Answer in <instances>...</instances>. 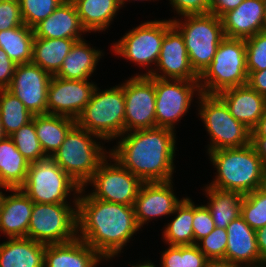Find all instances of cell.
Segmentation results:
<instances>
[{
    "label": "cell",
    "instance_id": "cell-1",
    "mask_svg": "<svg viewBox=\"0 0 266 267\" xmlns=\"http://www.w3.org/2000/svg\"><path fill=\"white\" fill-rule=\"evenodd\" d=\"M139 231L142 230L137 225L133 206L93 198L81 188L77 201V237L100 256L120 257Z\"/></svg>",
    "mask_w": 266,
    "mask_h": 267
},
{
    "label": "cell",
    "instance_id": "cell-2",
    "mask_svg": "<svg viewBox=\"0 0 266 267\" xmlns=\"http://www.w3.org/2000/svg\"><path fill=\"white\" fill-rule=\"evenodd\" d=\"M176 134L162 127L125 132L109 147L110 155L143 182L174 180Z\"/></svg>",
    "mask_w": 266,
    "mask_h": 267
},
{
    "label": "cell",
    "instance_id": "cell-3",
    "mask_svg": "<svg viewBox=\"0 0 266 267\" xmlns=\"http://www.w3.org/2000/svg\"><path fill=\"white\" fill-rule=\"evenodd\" d=\"M208 155V156H207ZM214 170V178L207 185L246 195L261 188L266 165L250 144L223 148L206 154Z\"/></svg>",
    "mask_w": 266,
    "mask_h": 267
},
{
    "label": "cell",
    "instance_id": "cell-4",
    "mask_svg": "<svg viewBox=\"0 0 266 267\" xmlns=\"http://www.w3.org/2000/svg\"><path fill=\"white\" fill-rule=\"evenodd\" d=\"M105 143L97 135L75 124L51 158L75 182L84 187L100 163L110 154L109 144L105 146Z\"/></svg>",
    "mask_w": 266,
    "mask_h": 267
},
{
    "label": "cell",
    "instance_id": "cell-5",
    "mask_svg": "<svg viewBox=\"0 0 266 267\" xmlns=\"http://www.w3.org/2000/svg\"><path fill=\"white\" fill-rule=\"evenodd\" d=\"M172 25V21L166 18L141 21L139 25L128 29L120 39H114L110 43V52L118 59L130 61L142 69V72L133 73V76H149L158 62L165 32Z\"/></svg>",
    "mask_w": 266,
    "mask_h": 267
},
{
    "label": "cell",
    "instance_id": "cell-6",
    "mask_svg": "<svg viewBox=\"0 0 266 267\" xmlns=\"http://www.w3.org/2000/svg\"><path fill=\"white\" fill-rule=\"evenodd\" d=\"M97 84L91 100L75 124L111 143L125 133V97L120 84L100 89Z\"/></svg>",
    "mask_w": 266,
    "mask_h": 267
},
{
    "label": "cell",
    "instance_id": "cell-7",
    "mask_svg": "<svg viewBox=\"0 0 266 267\" xmlns=\"http://www.w3.org/2000/svg\"><path fill=\"white\" fill-rule=\"evenodd\" d=\"M196 116L204 124L206 153L223 148L243 147L251 143V130L233 118L217 95L201 93L196 103Z\"/></svg>",
    "mask_w": 266,
    "mask_h": 267
},
{
    "label": "cell",
    "instance_id": "cell-8",
    "mask_svg": "<svg viewBox=\"0 0 266 267\" xmlns=\"http://www.w3.org/2000/svg\"><path fill=\"white\" fill-rule=\"evenodd\" d=\"M247 80L245 39L225 37L198 83L201 93L217 95L226 89L247 85Z\"/></svg>",
    "mask_w": 266,
    "mask_h": 267
},
{
    "label": "cell",
    "instance_id": "cell-9",
    "mask_svg": "<svg viewBox=\"0 0 266 267\" xmlns=\"http://www.w3.org/2000/svg\"><path fill=\"white\" fill-rule=\"evenodd\" d=\"M183 35L190 64L200 76L212 62L225 38L222 19L212 13L186 15L171 20Z\"/></svg>",
    "mask_w": 266,
    "mask_h": 267
},
{
    "label": "cell",
    "instance_id": "cell-10",
    "mask_svg": "<svg viewBox=\"0 0 266 267\" xmlns=\"http://www.w3.org/2000/svg\"><path fill=\"white\" fill-rule=\"evenodd\" d=\"M81 188L51 157L30 163L20 187L34 203H77Z\"/></svg>",
    "mask_w": 266,
    "mask_h": 267
},
{
    "label": "cell",
    "instance_id": "cell-11",
    "mask_svg": "<svg viewBox=\"0 0 266 267\" xmlns=\"http://www.w3.org/2000/svg\"><path fill=\"white\" fill-rule=\"evenodd\" d=\"M77 237V203H33L27 237L43 244Z\"/></svg>",
    "mask_w": 266,
    "mask_h": 267
},
{
    "label": "cell",
    "instance_id": "cell-12",
    "mask_svg": "<svg viewBox=\"0 0 266 267\" xmlns=\"http://www.w3.org/2000/svg\"><path fill=\"white\" fill-rule=\"evenodd\" d=\"M143 183L109 154L83 188L90 186L93 198L133 206Z\"/></svg>",
    "mask_w": 266,
    "mask_h": 267
},
{
    "label": "cell",
    "instance_id": "cell-13",
    "mask_svg": "<svg viewBox=\"0 0 266 267\" xmlns=\"http://www.w3.org/2000/svg\"><path fill=\"white\" fill-rule=\"evenodd\" d=\"M154 87L156 127L177 131L176 128L179 127L183 117L189 114L191 107L196 108L195 103L201 94L198 81L154 77Z\"/></svg>",
    "mask_w": 266,
    "mask_h": 267
},
{
    "label": "cell",
    "instance_id": "cell-14",
    "mask_svg": "<svg viewBox=\"0 0 266 267\" xmlns=\"http://www.w3.org/2000/svg\"><path fill=\"white\" fill-rule=\"evenodd\" d=\"M119 84L125 97V132L155 128L154 77L131 75Z\"/></svg>",
    "mask_w": 266,
    "mask_h": 267
},
{
    "label": "cell",
    "instance_id": "cell-15",
    "mask_svg": "<svg viewBox=\"0 0 266 267\" xmlns=\"http://www.w3.org/2000/svg\"><path fill=\"white\" fill-rule=\"evenodd\" d=\"M175 181L144 182L134 202V213L137 225L142 230L148 223L158 219L169 218L175 208L185 198L177 196ZM143 228V229H142Z\"/></svg>",
    "mask_w": 266,
    "mask_h": 267
},
{
    "label": "cell",
    "instance_id": "cell-16",
    "mask_svg": "<svg viewBox=\"0 0 266 267\" xmlns=\"http://www.w3.org/2000/svg\"><path fill=\"white\" fill-rule=\"evenodd\" d=\"M96 86L93 80H70L53 75L47 90V114L76 120L91 100Z\"/></svg>",
    "mask_w": 266,
    "mask_h": 267
},
{
    "label": "cell",
    "instance_id": "cell-17",
    "mask_svg": "<svg viewBox=\"0 0 266 267\" xmlns=\"http://www.w3.org/2000/svg\"><path fill=\"white\" fill-rule=\"evenodd\" d=\"M51 78V74L33 63L18 64L7 90L15 95L32 115L47 114V90Z\"/></svg>",
    "mask_w": 266,
    "mask_h": 267
},
{
    "label": "cell",
    "instance_id": "cell-18",
    "mask_svg": "<svg viewBox=\"0 0 266 267\" xmlns=\"http://www.w3.org/2000/svg\"><path fill=\"white\" fill-rule=\"evenodd\" d=\"M149 76L160 79L199 80L190 64L183 35L174 25L165 32L158 62Z\"/></svg>",
    "mask_w": 266,
    "mask_h": 267
},
{
    "label": "cell",
    "instance_id": "cell-19",
    "mask_svg": "<svg viewBox=\"0 0 266 267\" xmlns=\"http://www.w3.org/2000/svg\"><path fill=\"white\" fill-rule=\"evenodd\" d=\"M116 258L100 256L85 241L76 237L69 242L46 245L44 267H99L103 262L112 263Z\"/></svg>",
    "mask_w": 266,
    "mask_h": 267
},
{
    "label": "cell",
    "instance_id": "cell-20",
    "mask_svg": "<svg viewBox=\"0 0 266 267\" xmlns=\"http://www.w3.org/2000/svg\"><path fill=\"white\" fill-rule=\"evenodd\" d=\"M226 231L228 236L225 260L244 267L266 265L262 261L257 247L255 231L241 216L232 220L226 227Z\"/></svg>",
    "mask_w": 266,
    "mask_h": 267
},
{
    "label": "cell",
    "instance_id": "cell-21",
    "mask_svg": "<svg viewBox=\"0 0 266 267\" xmlns=\"http://www.w3.org/2000/svg\"><path fill=\"white\" fill-rule=\"evenodd\" d=\"M33 31L37 38H64L76 41L89 35L82 26L71 0H64L51 15L38 23Z\"/></svg>",
    "mask_w": 266,
    "mask_h": 267
},
{
    "label": "cell",
    "instance_id": "cell-22",
    "mask_svg": "<svg viewBox=\"0 0 266 267\" xmlns=\"http://www.w3.org/2000/svg\"><path fill=\"white\" fill-rule=\"evenodd\" d=\"M217 96L226 104L231 116L251 131L266 110V98L248 85L226 89Z\"/></svg>",
    "mask_w": 266,
    "mask_h": 267
},
{
    "label": "cell",
    "instance_id": "cell-23",
    "mask_svg": "<svg viewBox=\"0 0 266 267\" xmlns=\"http://www.w3.org/2000/svg\"><path fill=\"white\" fill-rule=\"evenodd\" d=\"M33 201L20 189H10L0 210V234L4 238H26Z\"/></svg>",
    "mask_w": 266,
    "mask_h": 267
},
{
    "label": "cell",
    "instance_id": "cell-24",
    "mask_svg": "<svg viewBox=\"0 0 266 267\" xmlns=\"http://www.w3.org/2000/svg\"><path fill=\"white\" fill-rule=\"evenodd\" d=\"M227 38L247 39L265 30L263 0H244L222 17Z\"/></svg>",
    "mask_w": 266,
    "mask_h": 267
},
{
    "label": "cell",
    "instance_id": "cell-25",
    "mask_svg": "<svg viewBox=\"0 0 266 267\" xmlns=\"http://www.w3.org/2000/svg\"><path fill=\"white\" fill-rule=\"evenodd\" d=\"M101 49L93 47L86 38L76 41L54 76L70 80H92L105 55L104 49Z\"/></svg>",
    "mask_w": 266,
    "mask_h": 267
},
{
    "label": "cell",
    "instance_id": "cell-26",
    "mask_svg": "<svg viewBox=\"0 0 266 267\" xmlns=\"http://www.w3.org/2000/svg\"><path fill=\"white\" fill-rule=\"evenodd\" d=\"M0 243V267H44L46 244L29 238H5Z\"/></svg>",
    "mask_w": 266,
    "mask_h": 267
},
{
    "label": "cell",
    "instance_id": "cell-27",
    "mask_svg": "<svg viewBox=\"0 0 266 267\" xmlns=\"http://www.w3.org/2000/svg\"><path fill=\"white\" fill-rule=\"evenodd\" d=\"M89 34L107 32L121 10L118 0H71ZM94 32V33H93Z\"/></svg>",
    "mask_w": 266,
    "mask_h": 267
},
{
    "label": "cell",
    "instance_id": "cell-28",
    "mask_svg": "<svg viewBox=\"0 0 266 267\" xmlns=\"http://www.w3.org/2000/svg\"><path fill=\"white\" fill-rule=\"evenodd\" d=\"M200 190L203 191L202 195L206 197L207 201L205 200L203 203L209 209L215 227L226 229L232 220L240 216L242 194L213 188L207 184H204Z\"/></svg>",
    "mask_w": 266,
    "mask_h": 267
},
{
    "label": "cell",
    "instance_id": "cell-29",
    "mask_svg": "<svg viewBox=\"0 0 266 267\" xmlns=\"http://www.w3.org/2000/svg\"><path fill=\"white\" fill-rule=\"evenodd\" d=\"M32 121L46 157L54 155L66 134L75 125L73 118L52 114L34 115Z\"/></svg>",
    "mask_w": 266,
    "mask_h": 267
},
{
    "label": "cell",
    "instance_id": "cell-30",
    "mask_svg": "<svg viewBox=\"0 0 266 267\" xmlns=\"http://www.w3.org/2000/svg\"><path fill=\"white\" fill-rule=\"evenodd\" d=\"M174 216V217H172ZM171 220L162 227V242L168 245H194L193 232V199L185 195V198L171 214Z\"/></svg>",
    "mask_w": 266,
    "mask_h": 267
},
{
    "label": "cell",
    "instance_id": "cell-31",
    "mask_svg": "<svg viewBox=\"0 0 266 267\" xmlns=\"http://www.w3.org/2000/svg\"><path fill=\"white\" fill-rule=\"evenodd\" d=\"M75 42V39H50L34 36L31 63L53 76L59 71Z\"/></svg>",
    "mask_w": 266,
    "mask_h": 267
},
{
    "label": "cell",
    "instance_id": "cell-32",
    "mask_svg": "<svg viewBox=\"0 0 266 267\" xmlns=\"http://www.w3.org/2000/svg\"><path fill=\"white\" fill-rule=\"evenodd\" d=\"M29 166L9 136L0 141V184L11 189L20 188L25 183Z\"/></svg>",
    "mask_w": 266,
    "mask_h": 267
},
{
    "label": "cell",
    "instance_id": "cell-33",
    "mask_svg": "<svg viewBox=\"0 0 266 267\" xmlns=\"http://www.w3.org/2000/svg\"><path fill=\"white\" fill-rule=\"evenodd\" d=\"M34 31L25 24L0 32V47L16 64H28L32 60Z\"/></svg>",
    "mask_w": 266,
    "mask_h": 267
},
{
    "label": "cell",
    "instance_id": "cell-34",
    "mask_svg": "<svg viewBox=\"0 0 266 267\" xmlns=\"http://www.w3.org/2000/svg\"><path fill=\"white\" fill-rule=\"evenodd\" d=\"M33 116L15 95L0 89V117L7 136L31 122Z\"/></svg>",
    "mask_w": 266,
    "mask_h": 267
},
{
    "label": "cell",
    "instance_id": "cell-35",
    "mask_svg": "<svg viewBox=\"0 0 266 267\" xmlns=\"http://www.w3.org/2000/svg\"><path fill=\"white\" fill-rule=\"evenodd\" d=\"M159 252L161 267H205L209 260L195 245H168Z\"/></svg>",
    "mask_w": 266,
    "mask_h": 267
},
{
    "label": "cell",
    "instance_id": "cell-36",
    "mask_svg": "<svg viewBox=\"0 0 266 267\" xmlns=\"http://www.w3.org/2000/svg\"><path fill=\"white\" fill-rule=\"evenodd\" d=\"M9 137L14 142L17 150L29 163L37 162L46 158L42 146L37 138L33 121L29 122L25 126H22Z\"/></svg>",
    "mask_w": 266,
    "mask_h": 267
},
{
    "label": "cell",
    "instance_id": "cell-37",
    "mask_svg": "<svg viewBox=\"0 0 266 267\" xmlns=\"http://www.w3.org/2000/svg\"><path fill=\"white\" fill-rule=\"evenodd\" d=\"M240 216L254 230L266 226V193L256 189L242 197Z\"/></svg>",
    "mask_w": 266,
    "mask_h": 267
},
{
    "label": "cell",
    "instance_id": "cell-38",
    "mask_svg": "<svg viewBox=\"0 0 266 267\" xmlns=\"http://www.w3.org/2000/svg\"><path fill=\"white\" fill-rule=\"evenodd\" d=\"M64 0H19L21 16L26 26L34 28L51 15Z\"/></svg>",
    "mask_w": 266,
    "mask_h": 267
},
{
    "label": "cell",
    "instance_id": "cell-39",
    "mask_svg": "<svg viewBox=\"0 0 266 267\" xmlns=\"http://www.w3.org/2000/svg\"><path fill=\"white\" fill-rule=\"evenodd\" d=\"M248 72L266 70V30L245 39Z\"/></svg>",
    "mask_w": 266,
    "mask_h": 267
},
{
    "label": "cell",
    "instance_id": "cell-40",
    "mask_svg": "<svg viewBox=\"0 0 266 267\" xmlns=\"http://www.w3.org/2000/svg\"><path fill=\"white\" fill-rule=\"evenodd\" d=\"M227 236L226 229L215 227L209 235L202 238L196 245L208 259H224Z\"/></svg>",
    "mask_w": 266,
    "mask_h": 267
},
{
    "label": "cell",
    "instance_id": "cell-41",
    "mask_svg": "<svg viewBox=\"0 0 266 267\" xmlns=\"http://www.w3.org/2000/svg\"><path fill=\"white\" fill-rule=\"evenodd\" d=\"M193 232H194V245L197 244L202 238L209 235L215 228L212 215L206 205L202 202L199 204L193 200Z\"/></svg>",
    "mask_w": 266,
    "mask_h": 267
},
{
    "label": "cell",
    "instance_id": "cell-42",
    "mask_svg": "<svg viewBox=\"0 0 266 267\" xmlns=\"http://www.w3.org/2000/svg\"><path fill=\"white\" fill-rule=\"evenodd\" d=\"M174 16L167 18L177 19L186 15H197L209 13L210 3L207 0H168Z\"/></svg>",
    "mask_w": 266,
    "mask_h": 267
},
{
    "label": "cell",
    "instance_id": "cell-43",
    "mask_svg": "<svg viewBox=\"0 0 266 267\" xmlns=\"http://www.w3.org/2000/svg\"><path fill=\"white\" fill-rule=\"evenodd\" d=\"M20 2L16 0L0 1V32L23 25Z\"/></svg>",
    "mask_w": 266,
    "mask_h": 267
},
{
    "label": "cell",
    "instance_id": "cell-44",
    "mask_svg": "<svg viewBox=\"0 0 266 267\" xmlns=\"http://www.w3.org/2000/svg\"><path fill=\"white\" fill-rule=\"evenodd\" d=\"M16 64L0 47V89H7L11 84Z\"/></svg>",
    "mask_w": 266,
    "mask_h": 267
},
{
    "label": "cell",
    "instance_id": "cell-45",
    "mask_svg": "<svg viewBox=\"0 0 266 267\" xmlns=\"http://www.w3.org/2000/svg\"><path fill=\"white\" fill-rule=\"evenodd\" d=\"M243 1L244 0H212L209 13L221 18L228 11L237 8Z\"/></svg>",
    "mask_w": 266,
    "mask_h": 267
},
{
    "label": "cell",
    "instance_id": "cell-46",
    "mask_svg": "<svg viewBox=\"0 0 266 267\" xmlns=\"http://www.w3.org/2000/svg\"><path fill=\"white\" fill-rule=\"evenodd\" d=\"M247 85L266 98V70L248 72Z\"/></svg>",
    "mask_w": 266,
    "mask_h": 267
},
{
    "label": "cell",
    "instance_id": "cell-47",
    "mask_svg": "<svg viewBox=\"0 0 266 267\" xmlns=\"http://www.w3.org/2000/svg\"><path fill=\"white\" fill-rule=\"evenodd\" d=\"M251 145L258 157L266 165V136H251Z\"/></svg>",
    "mask_w": 266,
    "mask_h": 267
},
{
    "label": "cell",
    "instance_id": "cell-48",
    "mask_svg": "<svg viewBox=\"0 0 266 267\" xmlns=\"http://www.w3.org/2000/svg\"><path fill=\"white\" fill-rule=\"evenodd\" d=\"M257 247L262 261L266 264V226L255 231Z\"/></svg>",
    "mask_w": 266,
    "mask_h": 267
},
{
    "label": "cell",
    "instance_id": "cell-49",
    "mask_svg": "<svg viewBox=\"0 0 266 267\" xmlns=\"http://www.w3.org/2000/svg\"><path fill=\"white\" fill-rule=\"evenodd\" d=\"M205 267H244L225 259H209Z\"/></svg>",
    "mask_w": 266,
    "mask_h": 267
},
{
    "label": "cell",
    "instance_id": "cell-50",
    "mask_svg": "<svg viewBox=\"0 0 266 267\" xmlns=\"http://www.w3.org/2000/svg\"><path fill=\"white\" fill-rule=\"evenodd\" d=\"M251 136H266V110L260 118L258 124L251 131Z\"/></svg>",
    "mask_w": 266,
    "mask_h": 267
},
{
    "label": "cell",
    "instance_id": "cell-51",
    "mask_svg": "<svg viewBox=\"0 0 266 267\" xmlns=\"http://www.w3.org/2000/svg\"><path fill=\"white\" fill-rule=\"evenodd\" d=\"M144 260V261H143ZM143 260H139L138 262H135L134 264L128 262L130 267H161L160 263L158 265H156L154 262H152L151 259H143Z\"/></svg>",
    "mask_w": 266,
    "mask_h": 267
},
{
    "label": "cell",
    "instance_id": "cell-52",
    "mask_svg": "<svg viewBox=\"0 0 266 267\" xmlns=\"http://www.w3.org/2000/svg\"><path fill=\"white\" fill-rule=\"evenodd\" d=\"M10 189L11 188L9 186L4 185V184H0V210L2 208V204H3L4 198H5L6 194L9 192Z\"/></svg>",
    "mask_w": 266,
    "mask_h": 267
},
{
    "label": "cell",
    "instance_id": "cell-53",
    "mask_svg": "<svg viewBox=\"0 0 266 267\" xmlns=\"http://www.w3.org/2000/svg\"><path fill=\"white\" fill-rule=\"evenodd\" d=\"M118 1H119L121 9H123V8H125L126 4H128V3L130 4L131 2L135 3L137 1V3L138 2H142L143 3L144 1L156 2V1H161V0H118Z\"/></svg>",
    "mask_w": 266,
    "mask_h": 267
},
{
    "label": "cell",
    "instance_id": "cell-54",
    "mask_svg": "<svg viewBox=\"0 0 266 267\" xmlns=\"http://www.w3.org/2000/svg\"><path fill=\"white\" fill-rule=\"evenodd\" d=\"M7 135L4 132L3 126H2V120L0 117V141L3 140L4 138H6Z\"/></svg>",
    "mask_w": 266,
    "mask_h": 267
},
{
    "label": "cell",
    "instance_id": "cell-55",
    "mask_svg": "<svg viewBox=\"0 0 266 267\" xmlns=\"http://www.w3.org/2000/svg\"><path fill=\"white\" fill-rule=\"evenodd\" d=\"M263 192L266 193V170L263 176V180H262V184H261V188H260Z\"/></svg>",
    "mask_w": 266,
    "mask_h": 267
},
{
    "label": "cell",
    "instance_id": "cell-56",
    "mask_svg": "<svg viewBox=\"0 0 266 267\" xmlns=\"http://www.w3.org/2000/svg\"><path fill=\"white\" fill-rule=\"evenodd\" d=\"M263 7H264V20H265V30H266V0H263Z\"/></svg>",
    "mask_w": 266,
    "mask_h": 267
}]
</instances>
